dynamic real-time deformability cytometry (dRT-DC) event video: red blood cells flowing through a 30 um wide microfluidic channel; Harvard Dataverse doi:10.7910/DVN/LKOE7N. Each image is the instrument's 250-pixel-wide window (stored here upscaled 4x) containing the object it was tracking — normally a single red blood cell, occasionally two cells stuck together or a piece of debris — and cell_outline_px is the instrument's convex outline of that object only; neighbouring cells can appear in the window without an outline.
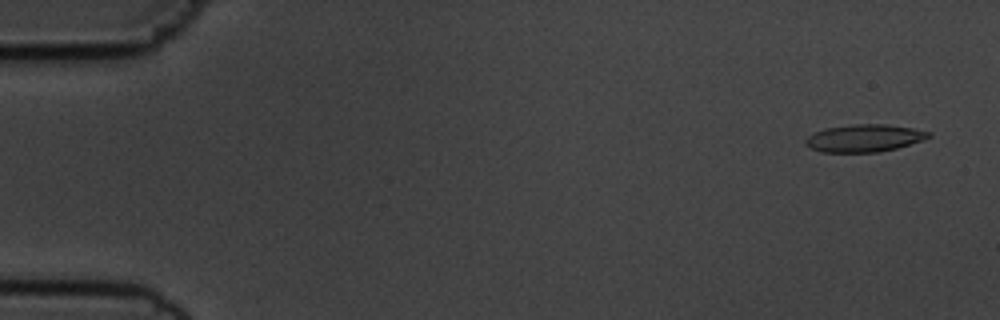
{"species": "common noctule bat (a hibernating species)", "species_latin": "Nyctalus noctula", "temperature_condition": "cold", "stored_images_in_passage": 17, "camera_frame_rate_fps": 3000, "um_per_image_px": 0.085, "animal": {"sex": "male", "body_mass_g": 19.5, "forearm_length_mm": 54.6}, "frame": {"image": 1, "passage_image": 3, "time_ms": 0.667, "image_size_px": [1000, 320], "cell_outline_px": [[932, 136], [896, 148], [880, 152], [820, 152], [804, 144], [804, 140], [808, 136], [824, 128], [852, 124], [884, 124], [912, 128], [932, 132]], "centroid_in_image_um": [73.43, 11.74], "position_along_channel_um": 11.6, "area_um2": 19.59}}
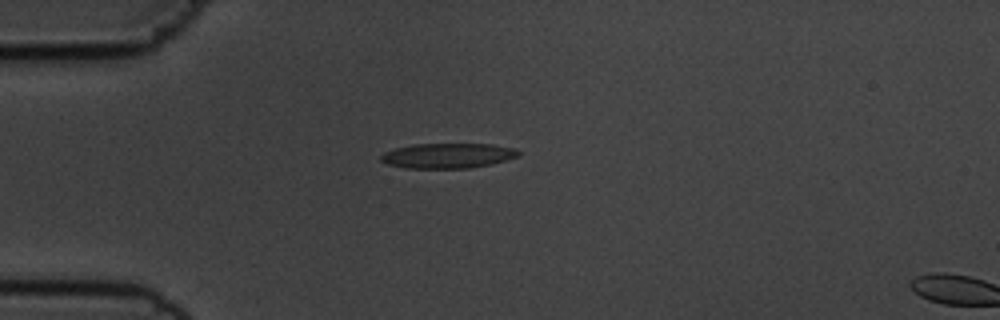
{"frame": {"image": 2, "passage_image": 15, "time_ms": 4.667, "image_size_px": [1000, 320], "cell_outline_px": [[520, 156], [492, 164], [468, 168], [404, 168], [388, 164], [380, 160], [380, 156], [384, 152], [396, 148], [416, 144], [492, 144], [516, 148], [520, 152]], "centroid_in_image_um": [38.09, 13.23], "position_along_channel_um": 46.9, "area_um2": 20.11}}